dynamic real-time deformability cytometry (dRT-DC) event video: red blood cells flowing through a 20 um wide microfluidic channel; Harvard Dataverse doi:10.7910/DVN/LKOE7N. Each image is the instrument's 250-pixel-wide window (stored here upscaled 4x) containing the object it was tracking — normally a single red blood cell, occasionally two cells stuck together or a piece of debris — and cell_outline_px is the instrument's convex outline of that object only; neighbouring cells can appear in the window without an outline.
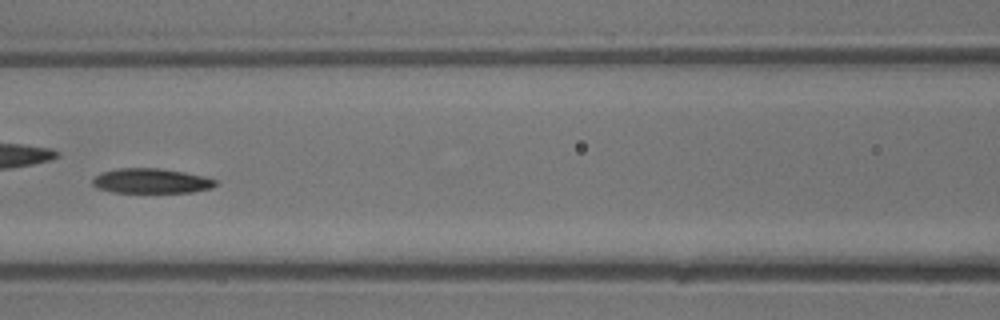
{"species": "common noctule bat (a hibernating species)", "species_latin": "Nyctalus noctula", "temperature_condition": "warm", "stored_images_in_passage": 40, "camera_frame_rate_fps": 3000, "um_per_image_px": 0.085, "animal": {"sex": "male", "body_mass_g": 13.3}, "frame": {"image": 1, "passage_image": 18, "time_ms": 5.667, "image_size_px": [1000, 320], "cell_outline_px": [[216, 184], [212, 188], [192, 192], [112, 192], [96, 188], [92, 184], [92, 180], [100, 172], [120, 168], [160, 168], [184, 172], [204, 176], [216, 180]], "centroid_in_image_um": [12.83, 15.37], "position_along_channel_um": 153.8, "area_um2": 17.8}}
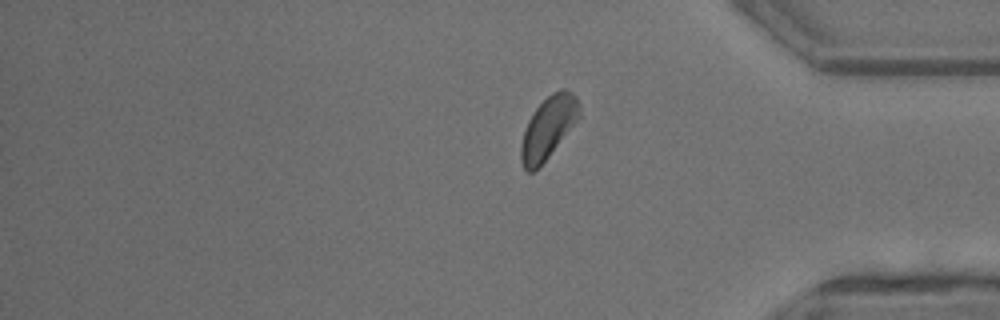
{"frame": {"image": 2, "passage_image": 40, "time_ms": 13.0, "image_size_px": [1000, 320], "cell_outline_px": [[580, 116], [548, 156], [532, 172], [528, 172], [524, 168], [520, 160], [520, 144], [528, 120], [536, 108], [552, 92], [560, 88], [564, 88], [572, 92], [576, 96], [580, 104]], "centroid_in_image_um": [46.59, 10.81], "position_along_channel_um": 388.6, "area_um2": 20.69}}